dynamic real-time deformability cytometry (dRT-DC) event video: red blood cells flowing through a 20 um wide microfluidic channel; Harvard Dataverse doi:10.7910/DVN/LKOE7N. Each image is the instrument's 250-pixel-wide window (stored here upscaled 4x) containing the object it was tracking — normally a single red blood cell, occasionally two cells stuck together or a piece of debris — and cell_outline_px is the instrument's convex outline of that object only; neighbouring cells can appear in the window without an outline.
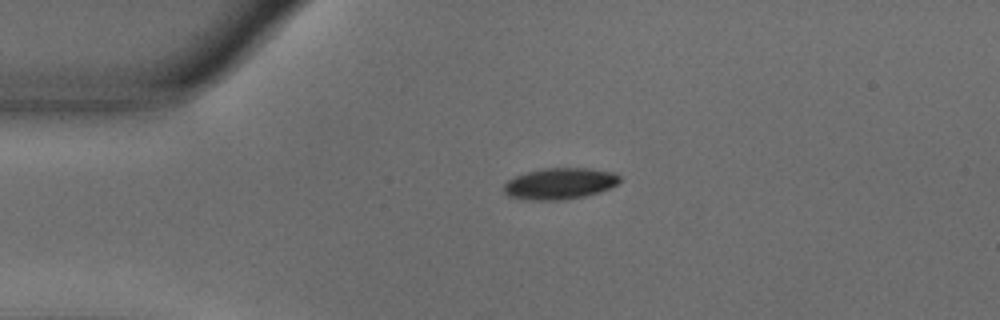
{"species": "common noctule bat (a hibernating species)", "species_latin": "Nyctalus noctula", "temperature_condition": "warm", "stored_images_in_passage": 5, "camera_frame_rate_fps": 3000, "um_per_image_px": 0.085, "animal": {"sex": "male", "body_mass_g": 18.8}, "frame": {"image": 1, "passage_image": 1, "time_ms": 0.0, "image_size_px": [1000, 320], "cell_outline_px": [[620, 180], [616, 184], [600, 192], [584, 196], [560, 200], [532, 200], [508, 196], [504, 192], [504, 184], [508, 180], [516, 176], [528, 172], [544, 168], [592, 168], [616, 172], [620, 176]], "centroid_in_image_um": [47.6, 15.59], "position_along_channel_um": 37.4, "area_um2": 21.1}}